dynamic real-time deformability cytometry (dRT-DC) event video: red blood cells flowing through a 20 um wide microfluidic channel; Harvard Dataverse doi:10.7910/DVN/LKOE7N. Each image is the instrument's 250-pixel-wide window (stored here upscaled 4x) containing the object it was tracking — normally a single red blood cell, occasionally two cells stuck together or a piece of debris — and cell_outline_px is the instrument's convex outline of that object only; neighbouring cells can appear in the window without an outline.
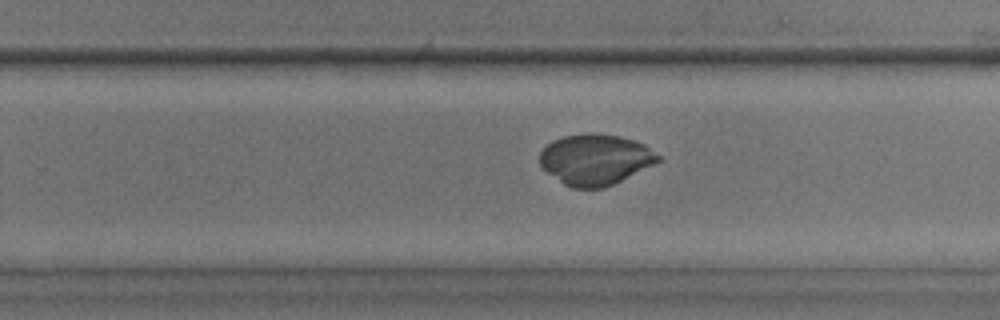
{"species": "common noctule bat (a hibernating species)", "species_latin": "Nyctalus noctula", "temperature_condition": "room temperature", "stored_images_in_passage": 34, "camera_frame_rate_fps": 3000, "um_per_image_px": 0.085, "animal": {"sex": "male", "body_mass_g": 17.9, "forearm_length_mm": 54.2}, "frame": {"image": 1, "passage_image": 21, "time_ms": 6.667, "image_size_px": [1000, 320], "cell_outline_px": [[664, 160], [656, 164], [612, 184], [600, 188], [572, 188], [564, 184], [548, 172], [540, 164], [540, 152], [552, 140], [564, 136], [588, 132], [592, 132], [620, 136], [644, 144], [660, 156]], "centroid_in_image_um": [50.62, 13.54], "position_along_channel_um": 279.2, "area_um2": 34.91}}
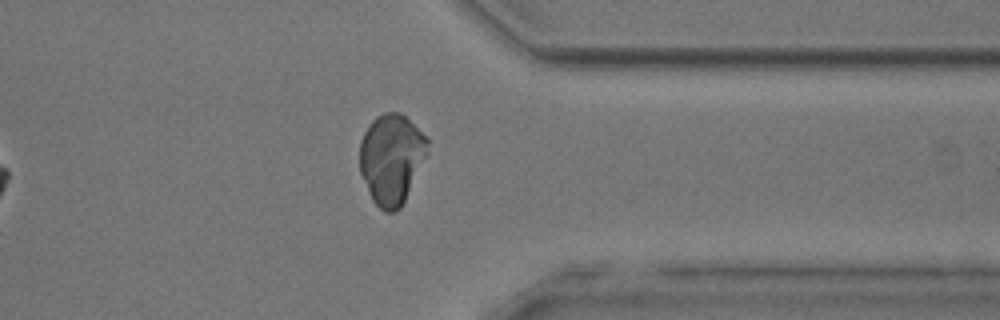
{"frame": {"image": 2, "passage_image": 29, "time_ms": 9.333, "image_size_px": [1000, 320], "cell_outline_px": [[428, 152], [400, 208], [396, 212], [384, 212], [372, 200], [360, 172], [360, 140], [368, 124], [376, 116], [384, 112], [400, 112], [428, 136]], "centroid_in_image_um": [33.27, 13.47], "position_along_channel_um": 378.1, "area_um2": 35.66}}